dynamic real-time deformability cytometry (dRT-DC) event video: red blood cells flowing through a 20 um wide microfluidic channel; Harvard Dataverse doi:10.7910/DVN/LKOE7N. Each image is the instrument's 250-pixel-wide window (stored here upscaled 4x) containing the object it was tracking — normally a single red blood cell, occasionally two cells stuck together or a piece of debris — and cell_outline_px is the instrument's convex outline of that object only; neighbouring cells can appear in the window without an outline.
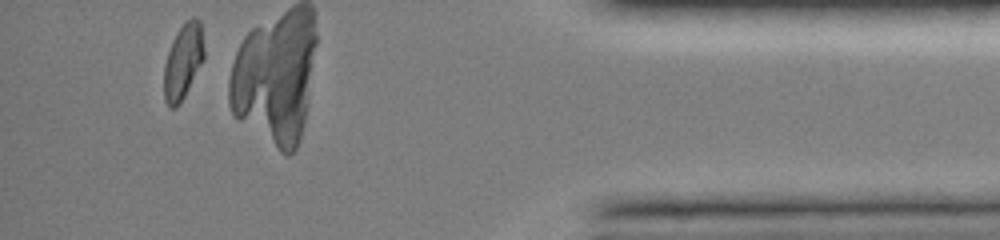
{"species": "common noctule bat (a hibernating species)", "species_latin": "Nyctalus noctula", "temperature_condition": "room temperature", "stored_images_in_passage": 13, "camera_frame_rate_fps": 3000, "um_per_image_px": 0.085, "animal": {"sex": "female", "body_mass_g": 19.0, "forearm_length_mm": 51.5}, "frame": {"image": 1, "passage_image": 13, "time_ms": 11.0, "image_size_px": [1000, 240], "cell_outline_px": [[204, 60], [180, 104], [176, 108], [168, 108], [164, 100], [164, 64], [172, 40], [176, 32], [184, 20], [192, 16], [196, 16], [200, 20], [204, 48]], "centroid_in_image_um": [15.56, 5.2], "position_along_channel_um": 419.6, "area_um2": 17.98}, "authors_computed_cell_mechanics": {"area_um2": 21.1548, "velocity_mm_per_s": 4.081, "shape_relaxation_time_tau1_ms": 2.1353, "shape_relaxation_time_tau2_ms": 5.777, "deformation_change_tau1": 0.1733, "deformation_change_tau2": 0.0643}}